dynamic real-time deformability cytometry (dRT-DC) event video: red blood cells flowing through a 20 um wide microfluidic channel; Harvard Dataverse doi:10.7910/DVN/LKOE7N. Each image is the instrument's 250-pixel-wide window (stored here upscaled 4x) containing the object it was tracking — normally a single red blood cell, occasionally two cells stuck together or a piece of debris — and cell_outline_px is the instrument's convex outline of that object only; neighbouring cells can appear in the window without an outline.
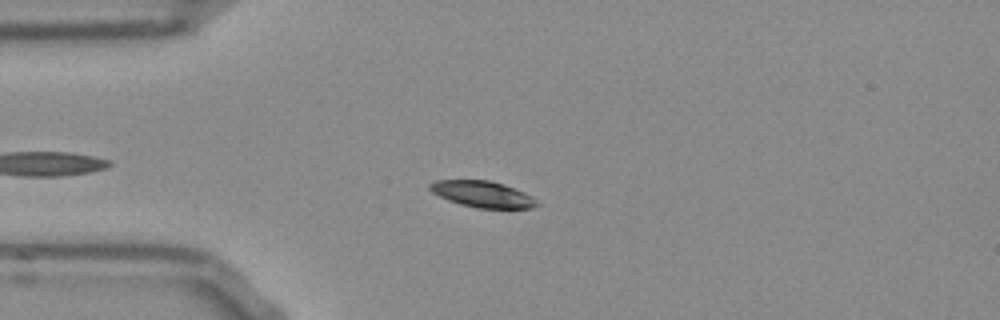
{"species": "Egyptian fruit bat (a non-hibernating species)", "species_latin": "Rousettus aegyptiacus", "temperature_condition": "room temperature", "stored_images_in_passage": 35, "camera_frame_rate_fps": 3000, "um_per_image_px": 0.085, "frame": {"image": 1, "passage_image": 4, "time_ms": 1.0, "image_size_px": [1000, 320], "cell_outline_px": [[540, 204], [532, 208], [476, 208], [460, 204], [448, 200], [432, 192], [428, 188], [428, 184], [436, 180], [488, 180], [504, 184], [524, 192], [532, 196]], "centroid_in_image_um": [41.01, 16.5], "position_along_channel_um": 44.0, "area_um2": 16.42}}
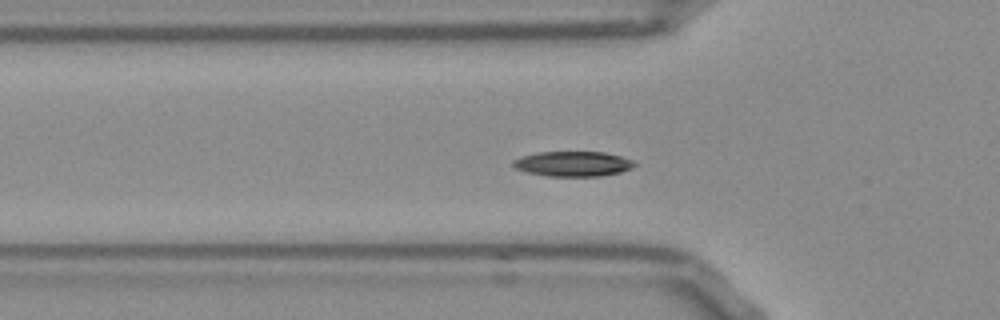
{"frame": {"image": 2, "passage_image": 8, "time_ms": 2.333, "image_size_px": [1000, 320], "cell_outline_px": [[636, 164], [632, 168], [620, 172], [600, 176], [548, 176], [528, 172], [516, 168], [512, 164], [512, 160], [536, 152], [604, 152], [620, 156], [632, 160]], "centroid_in_image_um": [48.71, 13.92], "position_along_channel_um": 77.1, "area_um2": 17.57}}
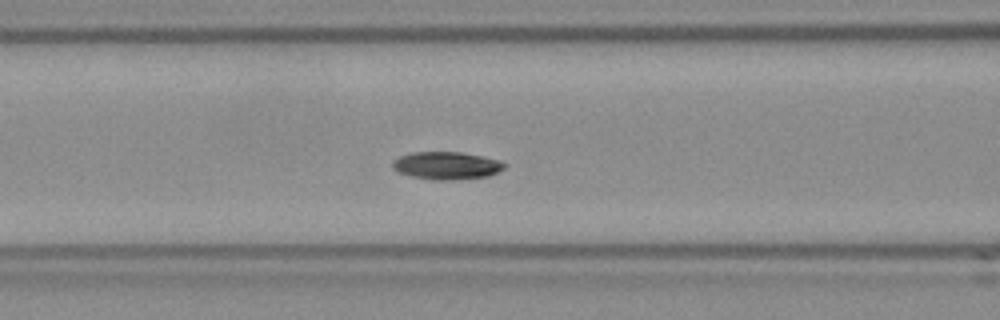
{"frame": {"image": 3, "passage_image": 12, "time_ms": 3.667, "image_size_px": [1000, 320], "cell_outline_px": [[508, 164], [504, 168], [488, 176], [452, 180], [432, 180], [412, 176], [400, 172], [392, 168], [392, 164], [400, 156], [412, 152], [460, 152], [480, 156], [496, 160]], "centroid_in_image_um": [37.95, 14.08], "position_along_channel_um": 128.6, "area_um2": 17.74}, "authors_computed_cell_mechanics": {"area_um2": 17.6868, "velocity_mm_per_s": 3.8102, "shape_relaxation_time_tau1_ms": 2.6218, "shape_relaxation_time_tau2_ms": 3.9045, "deformation_change_tau1": 0.0951, "deformation_change_tau2": 0.0491}}